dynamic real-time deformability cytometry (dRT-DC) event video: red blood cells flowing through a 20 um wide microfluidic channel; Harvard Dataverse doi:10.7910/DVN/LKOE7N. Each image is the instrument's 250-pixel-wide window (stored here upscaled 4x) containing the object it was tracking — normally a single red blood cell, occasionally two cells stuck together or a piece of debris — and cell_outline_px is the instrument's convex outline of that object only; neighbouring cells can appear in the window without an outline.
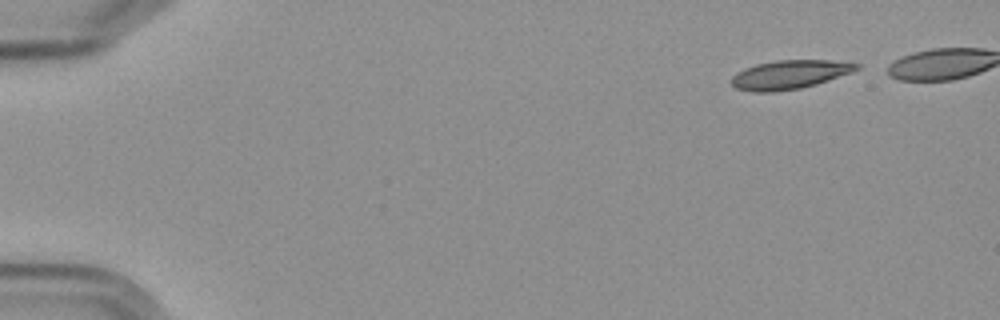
{"species": "Egyptian fruit bat (a non-hibernating species)", "species_latin": "Rousettus aegyptiacus", "temperature_condition": "cold", "stored_images_in_passage": 5, "camera_frame_rate_fps": 3000, "um_per_image_px": 0.085, "frame": {"image": 1, "passage_image": 1, "time_ms": 0.0, "image_size_px": [1000, 320], "cell_outline_px": [[860, 68], [852, 72], [816, 84], [800, 88], [772, 92], [756, 92], [736, 88], [732, 84], [732, 76], [736, 72], [744, 68], [756, 64], [776, 60], [828, 60], [860, 64]], "centroid_in_image_um": [67.1, 6.33], "position_along_channel_um": 17.9, "area_um2": 20.87}}